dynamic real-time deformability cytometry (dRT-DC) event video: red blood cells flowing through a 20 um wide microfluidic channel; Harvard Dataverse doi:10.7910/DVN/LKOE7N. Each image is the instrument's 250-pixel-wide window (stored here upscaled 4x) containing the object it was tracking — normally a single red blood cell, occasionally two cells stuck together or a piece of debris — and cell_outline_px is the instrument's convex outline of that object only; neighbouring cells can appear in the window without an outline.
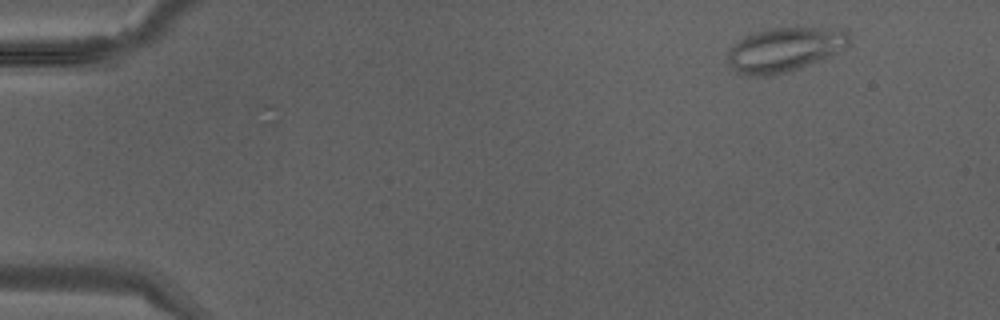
{"species": "Egyptian fruit bat (a non-hibernating species)", "species_latin": "Rousettus aegyptiacus", "temperature_condition": "warm", "stored_images_in_passage": 38, "camera_frame_rate_fps": 3000, "um_per_image_px": 0.085, "animal": {"sex": "male"}, "frame": {"image": 1, "passage_image": 1, "time_ms": 0.0, "image_size_px": [1000, 320], "cell_outline_px": [[848, 44], [844, 48], [832, 56], [784, 72], [768, 76], [748, 76], [736, 72], [728, 64], [728, 52], [744, 36], [752, 32], [768, 28], [796, 24], [840, 28], [848, 32]], "centroid_in_image_um": [66.72, 4.14], "position_along_channel_um": 18.3, "area_um2": 32.14}}
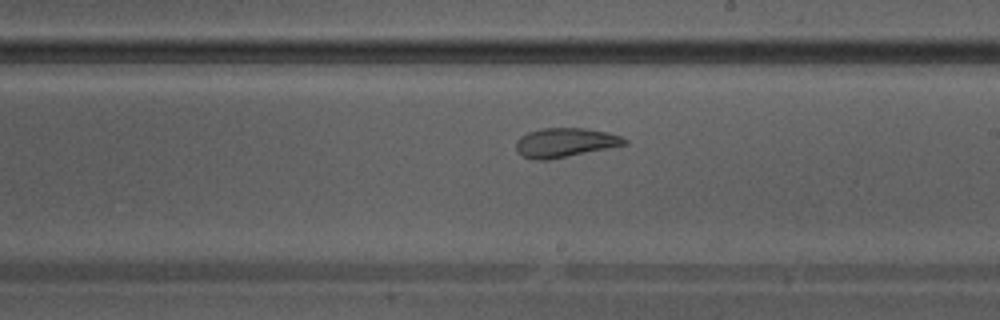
{"frame": {"image": 2, "passage_image": 21, "time_ms": 6.667, "image_size_px": [1000, 320], "cell_outline_px": [[628, 144], [548, 160], [532, 160], [520, 156], [516, 152], [516, 140], [520, 136], [528, 132], [540, 128], [584, 128], [608, 132], [620, 136], [628, 140]], "centroid_in_image_um": [47.98, 12.12], "position_along_channel_um": 241.0, "area_um2": 18.67}}
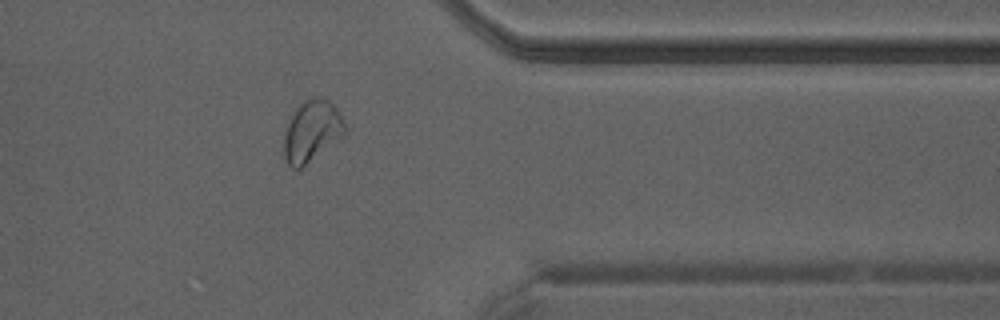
{"frame": {"image": 3, "passage_image": 30, "time_ms": 9.667, "image_size_px": [1000, 320], "cell_outline_px": [[348, 132], [344, 136], [300, 168], [292, 168], [284, 160], [284, 128], [292, 108], [308, 96], [320, 96], [328, 100], [340, 112], [348, 128]], "centroid_in_image_um": [26.49, 11.07], "position_along_channel_um": 384.9, "area_um2": 22.66}}